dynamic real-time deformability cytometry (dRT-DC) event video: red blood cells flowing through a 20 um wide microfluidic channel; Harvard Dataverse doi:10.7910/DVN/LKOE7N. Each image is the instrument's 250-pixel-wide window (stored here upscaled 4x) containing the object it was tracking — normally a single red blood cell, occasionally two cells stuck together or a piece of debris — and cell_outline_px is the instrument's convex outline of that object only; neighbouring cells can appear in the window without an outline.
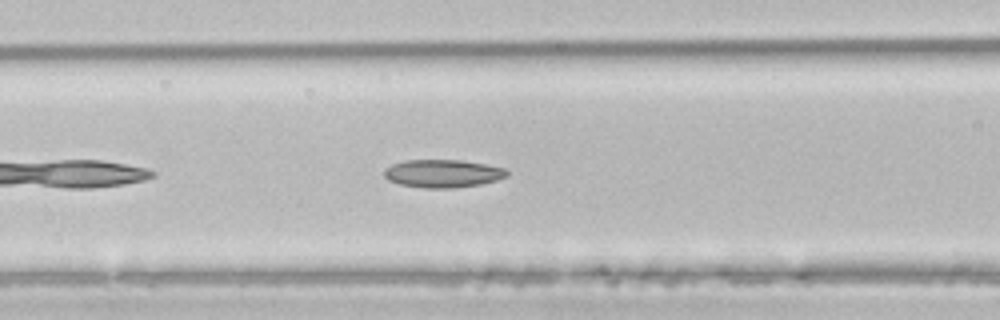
{"species": "common noctule bat (a hibernating species)", "species_latin": "Nyctalus noctula", "temperature_condition": "room temperature", "stored_images_in_passage": 6, "camera_frame_rate_fps": 3000, "um_per_image_px": 0.085, "animal": {"sex": "male", "body_mass_g": 21.5, "forearm_length_mm": 52.0}, "frame": {"image": 1, "passage_image": 6, "time_ms": 1.667, "image_size_px": [1000, 320], "cell_outline_px": [[508, 176], [496, 180], [480, 184], [452, 188], [424, 188], [400, 184], [388, 180], [384, 176], [384, 168], [392, 164], [404, 160], [460, 160], [484, 164], [504, 168], [508, 172]], "centroid_in_image_um": [37.6, 14.74], "position_along_channel_um": 129.0, "area_um2": 19.94}}